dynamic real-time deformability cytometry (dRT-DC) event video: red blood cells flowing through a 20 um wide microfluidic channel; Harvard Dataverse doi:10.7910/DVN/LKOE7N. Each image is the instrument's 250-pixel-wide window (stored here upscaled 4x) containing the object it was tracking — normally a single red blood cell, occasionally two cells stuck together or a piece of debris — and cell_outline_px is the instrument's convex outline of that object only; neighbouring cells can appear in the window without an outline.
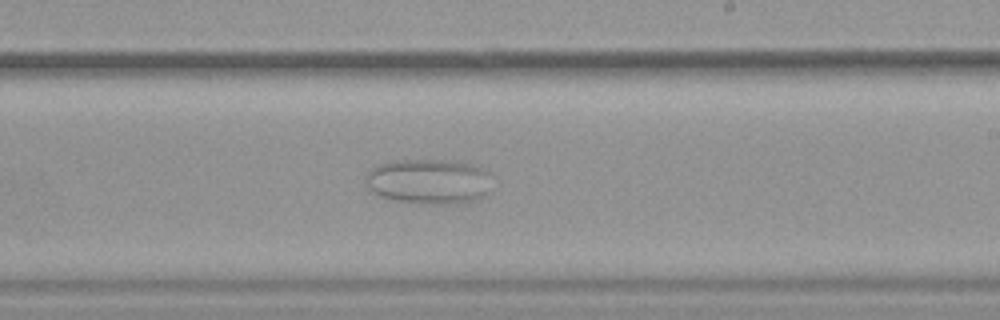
{"species": "common noctule bat (a hibernating species)", "species_latin": "Nyctalus noctula", "temperature_condition": "warm", "stored_images_in_passage": 41, "camera_frame_rate_fps": 3000, "um_per_image_px": 0.085, "animal": {"sex": "female", "body_mass_g": 19.9}, "frame": {"image": 1, "passage_image": 20, "time_ms": 6.333, "image_size_px": [1000, 320], "cell_outline_px": [[488, 172], [484, 196], [472, 200], [440, 204], [424, 204], [392, 200], [380, 196], [372, 192], [368, 188], [364, 176], [368, 168], [376, 164], [392, 160], [460, 160], [476, 164]], "centroid_in_image_um": [36.32, 15.38], "position_along_channel_um": 252.7, "area_um2": 33.41}}